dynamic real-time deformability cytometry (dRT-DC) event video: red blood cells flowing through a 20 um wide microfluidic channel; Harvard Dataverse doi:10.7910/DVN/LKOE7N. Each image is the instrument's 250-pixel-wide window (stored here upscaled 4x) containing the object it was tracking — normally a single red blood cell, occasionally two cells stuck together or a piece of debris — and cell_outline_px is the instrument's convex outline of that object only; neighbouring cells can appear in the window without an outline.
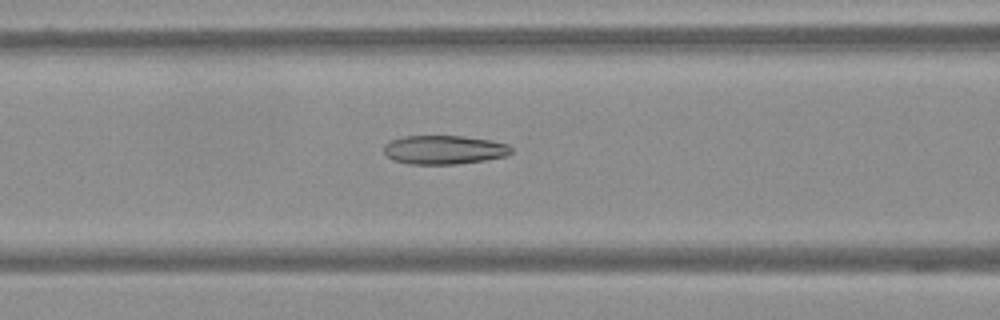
{"species": "Egyptian fruit bat (a non-hibernating species)", "species_latin": "Rousettus aegyptiacus", "temperature_condition": "warm", "stored_images_in_passage": 52, "camera_frame_rate_fps": 3000, "um_per_image_px": 0.085, "frame": {"image": 1, "passage_image": 18, "time_ms": 5.667, "image_size_px": [1000, 320], "cell_outline_px": [[512, 152], [508, 156], [484, 160], [456, 164], [408, 164], [392, 160], [384, 152], [384, 144], [392, 140], [404, 136], [464, 136], [492, 140], [508, 144], [512, 148]], "centroid_in_image_um": [37.77, 12.73], "position_along_channel_um": 128.8, "area_um2": 21.56}}
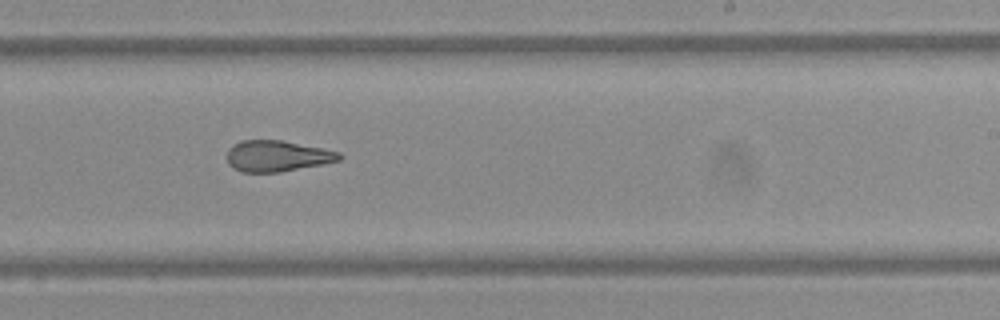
{"frame": {"image": 2, "passage_image": 30, "time_ms": 9.667, "image_size_px": [1000, 320], "cell_outline_px": [[344, 156], [340, 160], [324, 164], [280, 172], [240, 172], [228, 164], [228, 148], [232, 144], [240, 140], [280, 140], [324, 148], [340, 152]], "centroid_in_image_um": [23.57, 13.26], "position_along_channel_um": 265.4, "area_um2": 20.52}}
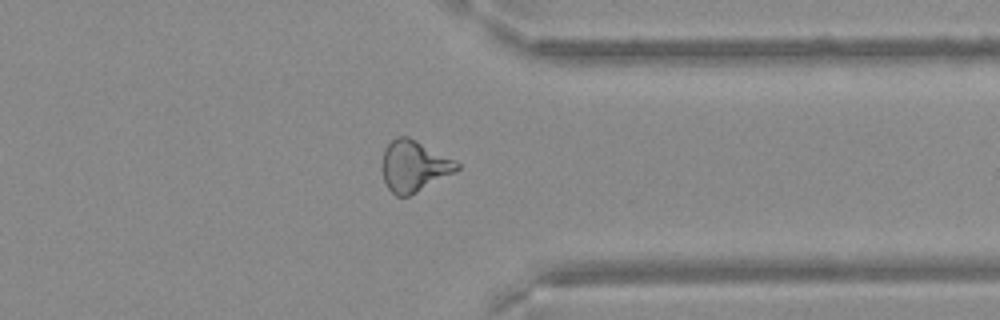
{"frame": {"image": 3, "passage_image": 40, "time_ms": 13.0, "image_size_px": [1000, 320], "cell_outline_px": [[460, 168], [456, 172], [408, 196], [396, 196], [388, 188], [384, 180], [384, 148], [396, 136], [408, 136], [456, 160], [460, 164]], "centroid_in_image_um": [35.23, 14.11], "position_along_channel_um": 376.2, "area_um2": 22.02}}